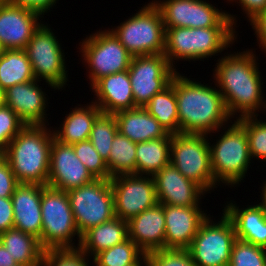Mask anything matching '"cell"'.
<instances>
[{
  "label": "cell",
  "instance_id": "obj_1",
  "mask_svg": "<svg viewBox=\"0 0 266 266\" xmlns=\"http://www.w3.org/2000/svg\"><path fill=\"white\" fill-rule=\"evenodd\" d=\"M254 53L250 49L233 54L227 52V56L219 58L215 65L213 82L220 88L227 113L232 119L258 116L259 110L265 109L264 82Z\"/></svg>",
  "mask_w": 266,
  "mask_h": 266
},
{
  "label": "cell",
  "instance_id": "obj_2",
  "mask_svg": "<svg viewBox=\"0 0 266 266\" xmlns=\"http://www.w3.org/2000/svg\"><path fill=\"white\" fill-rule=\"evenodd\" d=\"M182 75L180 72L174 75L179 133L216 134L233 121L218 88L212 87V83L208 86Z\"/></svg>",
  "mask_w": 266,
  "mask_h": 266
},
{
  "label": "cell",
  "instance_id": "obj_3",
  "mask_svg": "<svg viewBox=\"0 0 266 266\" xmlns=\"http://www.w3.org/2000/svg\"><path fill=\"white\" fill-rule=\"evenodd\" d=\"M48 125H26L1 153L18 183L47 186L54 138Z\"/></svg>",
  "mask_w": 266,
  "mask_h": 266
},
{
  "label": "cell",
  "instance_id": "obj_4",
  "mask_svg": "<svg viewBox=\"0 0 266 266\" xmlns=\"http://www.w3.org/2000/svg\"><path fill=\"white\" fill-rule=\"evenodd\" d=\"M164 54L169 64L174 66L175 61H198L212 56H218L227 50L236 41L234 27L210 28H165ZM236 34V35H235ZM227 48V49H226ZM174 63V64H173Z\"/></svg>",
  "mask_w": 266,
  "mask_h": 266
},
{
  "label": "cell",
  "instance_id": "obj_5",
  "mask_svg": "<svg viewBox=\"0 0 266 266\" xmlns=\"http://www.w3.org/2000/svg\"><path fill=\"white\" fill-rule=\"evenodd\" d=\"M233 121H230L228 127H222L225 131L219 135L220 137L218 136L217 142L211 145L209 141L215 188L220 183L237 187L236 185L246 178L245 175L252 162L246 130L237 120Z\"/></svg>",
  "mask_w": 266,
  "mask_h": 266
},
{
  "label": "cell",
  "instance_id": "obj_6",
  "mask_svg": "<svg viewBox=\"0 0 266 266\" xmlns=\"http://www.w3.org/2000/svg\"><path fill=\"white\" fill-rule=\"evenodd\" d=\"M41 214L42 231L39 242L44 250L79 248L81 235L77 230L67 192L41 185ZM75 236L78 239L77 247L74 245Z\"/></svg>",
  "mask_w": 266,
  "mask_h": 266
},
{
  "label": "cell",
  "instance_id": "obj_7",
  "mask_svg": "<svg viewBox=\"0 0 266 266\" xmlns=\"http://www.w3.org/2000/svg\"><path fill=\"white\" fill-rule=\"evenodd\" d=\"M110 31L132 56L164 53L166 29L153 1Z\"/></svg>",
  "mask_w": 266,
  "mask_h": 266
},
{
  "label": "cell",
  "instance_id": "obj_8",
  "mask_svg": "<svg viewBox=\"0 0 266 266\" xmlns=\"http://www.w3.org/2000/svg\"><path fill=\"white\" fill-rule=\"evenodd\" d=\"M208 135L171 134L170 163L206 193L215 188Z\"/></svg>",
  "mask_w": 266,
  "mask_h": 266
},
{
  "label": "cell",
  "instance_id": "obj_9",
  "mask_svg": "<svg viewBox=\"0 0 266 266\" xmlns=\"http://www.w3.org/2000/svg\"><path fill=\"white\" fill-rule=\"evenodd\" d=\"M40 25L24 49L31 62L36 80L47 83L48 87L57 90L67 85L65 53L62 45L48 24Z\"/></svg>",
  "mask_w": 266,
  "mask_h": 266
},
{
  "label": "cell",
  "instance_id": "obj_10",
  "mask_svg": "<svg viewBox=\"0 0 266 266\" xmlns=\"http://www.w3.org/2000/svg\"><path fill=\"white\" fill-rule=\"evenodd\" d=\"M92 87L102 77L129 69L132 55L110 29L99 30L79 43Z\"/></svg>",
  "mask_w": 266,
  "mask_h": 266
},
{
  "label": "cell",
  "instance_id": "obj_11",
  "mask_svg": "<svg viewBox=\"0 0 266 266\" xmlns=\"http://www.w3.org/2000/svg\"><path fill=\"white\" fill-rule=\"evenodd\" d=\"M222 212L218 222L213 221L208 214L187 248L197 266H228L230 263L237 237L233 222Z\"/></svg>",
  "mask_w": 266,
  "mask_h": 266
},
{
  "label": "cell",
  "instance_id": "obj_12",
  "mask_svg": "<svg viewBox=\"0 0 266 266\" xmlns=\"http://www.w3.org/2000/svg\"><path fill=\"white\" fill-rule=\"evenodd\" d=\"M67 195L80 235L116 217L110 179H95Z\"/></svg>",
  "mask_w": 266,
  "mask_h": 266
},
{
  "label": "cell",
  "instance_id": "obj_13",
  "mask_svg": "<svg viewBox=\"0 0 266 266\" xmlns=\"http://www.w3.org/2000/svg\"><path fill=\"white\" fill-rule=\"evenodd\" d=\"M165 28L237 27L236 15L219 10L206 0H152Z\"/></svg>",
  "mask_w": 266,
  "mask_h": 266
},
{
  "label": "cell",
  "instance_id": "obj_14",
  "mask_svg": "<svg viewBox=\"0 0 266 266\" xmlns=\"http://www.w3.org/2000/svg\"><path fill=\"white\" fill-rule=\"evenodd\" d=\"M177 72L164 53L133 56L128 73L135 107H144L156 93L171 83Z\"/></svg>",
  "mask_w": 266,
  "mask_h": 266
},
{
  "label": "cell",
  "instance_id": "obj_15",
  "mask_svg": "<svg viewBox=\"0 0 266 266\" xmlns=\"http://www.w3.org/2000/svg\"><path fill=\"white\" fill-rule=\"evenodd\" d=\"M115 216L129 221L158 204L152 176L125 174L111 177Z\"/></svg>",
  "mask_w": 266,
  "mask_h": 266
},
{
  "label": "cell",
  "instance_id": "obj_16",
  "mask_svg": "<svg viewBox=\"0 0 266 266\" xmlns=\"http://www.w3.org/2000/svg\"><path fill=\"white\" fill-rule=\"evenodd\" d=\"M95 180L76 156L73 145L53 138L47 186L68 192Z\"/></svg>",
  "mask_w": 266,
  "mask_h": 266
},
{
  "label": "cell",
  "instance_id": "obj_17",
  "mask_svg": "<svg viewBox=\"0 0 266 266\" xmlns=\"http://www.w3.org/2000/svg\"><path fill=\"white\" fill-rule=\"evenodd\" d=\"M153 179L160 204L200 206V199L208 194L198 184L183 176L171 163L164 166Z\"/></svg>",
  "mask_w": 266,
  "mask_h": 266
},
{
  "label": "cell",
  "instance_id": "obj_18",
  "mask_svg": "<svg viewBox=\"0 0 266 266\" xmlns=\"http://www.w3.org/2000/svg\"><path fill=\"white\" fill-rule=\"evenodd\" d=\"M41 18L39 13L10 2L0 6V43L3 48L25 49L42 24Z\"/></svg>",
  "mask_w": 266,
  "mask_h": 266
},
{
  "label": "cell",
  "instance_id": "obj_19",
  "mask_svg": "<svg viewBox=\"0 0 266 266\" xmlns=\"http://www.w3.org/2000/svg\"><path fill=\"white\" fill-rule=\"evenodd\" d=\"M38 82L40 80L35 79L5 90V106L10 107L26 125H49L47 94Z\"/></svg>",
  "mask_w": 266,
  "mask_h": 266
},
{
  "label": "cell",
  "instance_id": "obj_20",
  "mask_svg": "<svg viewBox=\"0 0 266 266\" xmlns=\"http://www.w3.org/2000/svg\"><path fill=\"white\" fill-rule=\"evenodd\" d=\"M165 215V248L187 249L208 217L200 206L162 204Z\"/></svg>",
  "mask_w": 266,
  "mask_h": 266
},
{
  "label": "cell",
  "instance_id": "obj_21",
  "mask_svg": "<svg viewBox=\"0 0 266 266\" xmlns=\"http://www.w3.org/2000/svg\"><path fill=\"white\" fill-rule=\"evenodd\" d=\"M11 201L14 227L40 240L42 231L41 185L18 183Z\"/></svg>",
  "mask_w": 266,
  "mask_h": 266
},
{
  "label": "cell",
  "instance_id": "obj_22",
  "mask_svg": "<svg viewBox=\"0 0 266 266\" xmlns=\"http://www.w3.org/2000/svg\"><path fill=\"white\" fill-rule=\"evenodd\" d=\"M91 89L96 96L93 102L104 114L135 108L128 70L102 77Z\"/></svg>",
  "mask_w": 266,
  "mask_h": 266
},
{
  "label": "cell",
  "instance_id": "obj_23",
  "mask_svg": "<svg viewBox=\"0 0 266 266\" xmlns=\"http://www.w3.org/2000/svg\"><path fill=\"white\" fill-rule=\"evenodd\" d=\"M128 238L145 254L165 248L164 207L158 203L128 221Z\"/></svg>",
  "mask_w": 266,
  "mask_h": 266
},
{
  "label": "cell",
  "instance_id": "obj_24",
  "mask_svg": "<svg viewBox=\"0 0 266 266\" xmlns=\"http://www.w3.org/2000/svg\"><path fill=\"white\" fill-rule=\"evenodd\" d=\"M222 211L233 222L238 239L266 249V211L260 203L239 208L230 200Z\"/></svg>",
  "mask_w": 266,
  "mask_h": 266
},
{
  "label": "cell",
  "instance_id": "obj_25",
  "mask_svg": "<svg viewBox=\"0 0 266 266\" xmlns=\"http://www.w3.org/2000/svg\"><path fill=\"white\" fill-rule=\"evenodd\" d=\"M114 116L118 131L135 143L171 135L144 107L123 110L115 113Z\"/></svg>",
  "mask_w": 266,
  "mask_h": 266
},
{
  "label": "cell",
  "instance_id": "obj_26",
  "mask_svg": "<svg viewBox=\"0 0 266 266\" xmlns=\"http://www.w3.org/2000/svg\"><path fill=\"white\" fill-rule=\"evenodd\" d=\"M78 106L80 107L76 106L66 114L60 128L52 130L54 138L61 143L72 145L88 140L94 121L102 113L93 101L91 104Z\"/></svg>",
  "mask_w": 266,
  "mask_h": 266
},
{
  "label": "cell",
  "instance_id": "obj_27",
  "mask_svg": "<svg viewBox=\"0 0 266 266\" xmlns=\"http://www.w3.org/2000/svg\"><path fill=\"white\" fill-rule=\"evenodd\" d=\"M128 238V222L118 217L88 229L81 235L79 249L93 258L102 250Z\"/></svg>",
  "mask_w": 266,
  "mask_h": 266
},
{
  "label": "cell",
  "instance_id": "obj_28",
  "mask_svg": "<svg viewBox=\"0 0 266 266\" xmlns=\"http://www.w3.org/2000/svg\"><path fill=\"white\" fill-rule=\"evenodd\" d=\"M0 243L18 264L41 266L44 249L35 236L13 227L0 234Z\"/></svg>",
  "mask_w": 266,
  "mask_h": 266
},
{
  "label": "cell",
  "instance_id": "obj_29",
  "mask_svg": "<svg viewBox=\"0 0 266 266\" xmlns=\"http://www.w3.org/2000/svg\"><path fill=\"white\" fill-rule=\"evenodd\" d=\"M171 135L136 143V174L154 176L170 163Z\"/></svg>",
  "mask_w": 266,
  "mask_h": 266
},
{
  "label": "cell",
  "instance_id": "obj_30",
  "mask_svg": "<svg viewBox=\"0 0 266 266\" xmlns=\"http://www.w3.org/2000/svg\"><path fill=\"white\" fill-rule=\"evenodd\" d=\"M35 80L31 62L24 49H5L0 56V86L6 90L15 84Z\"/></svg>",
  "mask_w": 266,
  "mask_h": 266
},
{
  "label": "cell",
  "instance_id": "obj_31",
  "mask_svg": "<svg viewBox=\"0 0 266 266\" xmlns=\"http://www.w3.org/2000/svg\"><path fill=\"white\" fill-rule=\"evenodd\" d=\"M169 134L179 133V117L174 90V77L161 92L156 93L144 106Z\"/></svg>",
  "mask_w": 266,
  "mask_h": 266
},
{
  "label": "cell",
  "instance_id": "obj_32",
  "mask_svg": "<svg viewBox=\"0 0 266 266\" xmlns=\"http://www.w3.org/2000/svg\"><path fill=\"white\" fill-rule=\"evenodd\" d=\"M91 263L95 266L147 265L146 254L129 238L100 251Z\"/></svg>",
  "mask_w": 266,
  "mask_h": 266
},
{
  "label": "cell",
  "instance_id": "obj_33",
  "mask_svg": "<svg viewBox=\"0 0 266 266\" xmlns=\"http://www.w3.org/2000/svg\"><path fill=\"white\" fill-rule=\"evenodd\" d=\"M106 164L110 177L136 174V143L118 131L113 139Z\"/></svg>",
  "mask_w": 266,
  "mask_h": 266
},
{
  "label": "cell",
  "instance_id": "obj_34",
  "mask_svg": "<svg viewBox=\"0 0 266 266\" xmlns=\"http://www.w3.org/2000/svg\"><path fill=\"white\" fill-rule=\"evenodd\" d=\"M117 132V121L112 114L101 113L93 123L89 140L105 161L108 160L111 145Z\"/></svg>",
  "mask_w": 266,
  "mask_h": 266
},
{
  "label": "cell",
  "instance_id": "obj_35",
  "mask_svg": "<svg viewBox=\"0 0 266 266\" xmlns=\"http://www.w3.org/2000/svg\"><path fill=\"white\" fill-rule=\"evenodd\" d=\"M258 116H246L236 119L246 130L251 159L266 162V121Z\"/></svg>",
  "mask_w": 266,
  "mask_h": 266
},
{
  "label": "cell",
  "instance_id": "obj_36",
  "mask_svg": "<svg viewBox=\"0 0 266 266\" xmlns=\"http://www.w3.org/2000/svg\"><path fill=\"white\" fill-rule=\"evenodd\" d=\"M72 145L76 156L95 179H111L106 161L99 155L89 139Z\"/></svg>",
  "mask_w": 266,
  "mask_h": 266
},
{
  "label": "cell",
  "instance_id": "obj_37",
  "mask_svg": "<svg viewBox=\"0 0 266 266\" xmlns=\"http://www.w3.org/2000/svg\"><path fill=\"white\" fill-rule=\"evenodd\" d=\"M228 266H266V249L237 238Z\"/></svg>",
  "mask_w": 266,
  "mask_h": 266
},
{
  "label": "cell",
  "instance_id": "obj_38",
  "mask_svg": "<svg viewBox=\"0 0 266 266\" xmlns=\"http://www.w3.org/2000/svg\"><path fill=\"white\" fill-rule=\"evenodd\" d=\"M147 266H197L187 249L164 248L146 254Z\"/></svg>",
  "mask_w": 266,
  "mask_h": 266
},
{
  "label": "cell",
  "instance_id": "obj_39",
  "mask_svg": "<svg viewBox=\"0 0 266 266\" xmlns=\"http://www.w3.org/2000/svg\"><path fill=\"white\" fill-rule=\"evenodd\" d=\"M89 258L79 248L44 250L41 266H89Z\"/></svg>",
  "mask_w": 266,
  "mask_h": 266
},
{
  "label": "cell",
  "instance_id": "obj_40",
  "mask_svg": "<svg viewBox=\"0 0 266 266\" xmlns=\"http://www.w3.org/2000/svg\"><path fill=\"white\" fill-rule=\"evenodd\" d=\"M25 126L10 107H0V154Z\"/></svg>",
  "mask_w": 266,
  "mask_h": 266
},
{
  "label": "cell",
  "instance_id": "obj_41",
  "mask_svg": "<svg viewBox=\"0 0 266 266\" xmlns=\"http://www.w3.org/2000/svg\"><path fill=\"white\" fill-rule=\"evenodd\" d=\"M18 181L5 157L0 154V197L9 198L14 193Z\"/></svg>",
  "mask_w": 266,
  "mask_h": 266
},
{
  "label": "cell",
  "instance_id": "obj_42",
  "mask_svg": "<svg viewBox=\"0 0 266 266\" xmlns=\"http://www.w3.org/2000/svg\"><path fill=\"white\" fill-rule=\"evenodd\" d=\"M57 1L59 0H9L11 4L37 12L42 17L50 11V8L56 6Z\"/></svg>",
  "mask_w": 266,
  "mask_h": 266
},
{
  "label": "cell",
  "instance_id": "obj_43",
  "mask_svg": "<svg viewBox=\"0 0 266 266\" xmlns=\"http://www.w3.org/2000/svg\"><path fill=\"white\" fill-rule=\"evenodd\" d=\"M13 227L14 215L11 197H0V234Z\"/></svg>",
  "mask_w": 266,
  "mask_h": 266
},
{
  "label": "cell",
  "instance_id": "obj_44",
  "mask_svg": "<svg viewBox=\"0 0 266 266\" xmlns=\"http://www.w3.org/2000/svg\"><path fill=\"white\" fill-rule=\"evenodd\" d=\"M256 34L260 50L266 53V9L249 21Z\"/></svg>",
  "mask_w": 266,
  "mask_h": 266
},
{
  "label": "cell",
  "instance_id": "obj_45",
  "mask_svg": "<svg viewBox=\"0 0 266 266\" xmlns=\"http://www.w3.org/2000/svg\"><path fill=\"white\" fill-rule=\"evenodd\" d=\"M237 2L241 6L242 12H245L244 15L248 17V22L252 20L258 13L266 9V0H227V2ZM239 1V2H238Z\"/></svg>",
  "mask_w": 266,
  "mask_h": 266
},
{
  "label": "cell",
  "instance_id": "obj_46",
  "mask_svg": "<svg viewBox=\"0 0 266 266\" xmlns=\"http://www.w3.org/2000/svg\"><path fill=\"white\" fill-rule=\"evenodd\" d=\"M18 263L6 250L5 246L0 243V266H16Z\"/></svg>",
  "mask_w": 266,
  "mask_h": 266
},
{
  "label": "cell",
  "instance_id": "obj_47",
  "mask_svg": "<svg viewBox=\"0 0 266 266\" xmlns=\"http://www.w3.org/2000/svg\"><path fill=\"white\" fill-rule=\"evenodd\" d=\"M266 180V179H265ZM265 183L262 185V193L260 196V200H262L260 202V204L264 207L265 211H266V181H264Z\"/></svg>",
  "mask_w": 266,
  "mask_h": 266
},
{
  "label": "cell",
  "instance_id": "obj_48",
  "mask_svg": "<svg viewBox=\"0 0 266 266\" xmlns=\"http://www.w3.org/2000/svg\"><path fill=\"white\" fill-rule=\"evenodd\" d=\"M5 105V90L0 86V107Z\"/></svg>",
  "mask_w": 266,
  "mask_h": 266
},
{
  "label": "cell",
  "instance_id": "obj_49",
  "mask_svg": "<svg viewBox=\"0 0 266 266\" xmlns=\"http://www.w3.org/2000/svg\"><path fill=\"white\" fill-rule=\"evenodd\" d=\"M7 2H9V0H0V6L6 4Z\"/></svg>",
  "mask_w": 266,
  "mask_h": 266
},
{
  "label": "cell",
  "instance_id": "obj_50",
  "mask_svg": "<svg viewBox=\"0 0 266 266\" xmlns=\"http://www.w3.org/2000/svg\"><path fill=\"white\" fill-rule=\"evenodd\" d=\"M4 50L5 49L3 48L2 44L0 43V56L3 54Z\"/></svg>",
  "mask_w": 266,
  "mask_h": 266
},
{
  "label": "cell",
  "instance_id": "obj_51",
  "mask_svg": "<svg viewBox=\"0 0 266 266\" xmlns=\"http://www.w3.org/2000/svg\"><path fill=\"white\" fill-rule=\"evenodd\" d=\"M129 266H147V265H129Z\"/></svg>",
  "mask_w": 266,
  "mask_h": 266
}]
</instances>
